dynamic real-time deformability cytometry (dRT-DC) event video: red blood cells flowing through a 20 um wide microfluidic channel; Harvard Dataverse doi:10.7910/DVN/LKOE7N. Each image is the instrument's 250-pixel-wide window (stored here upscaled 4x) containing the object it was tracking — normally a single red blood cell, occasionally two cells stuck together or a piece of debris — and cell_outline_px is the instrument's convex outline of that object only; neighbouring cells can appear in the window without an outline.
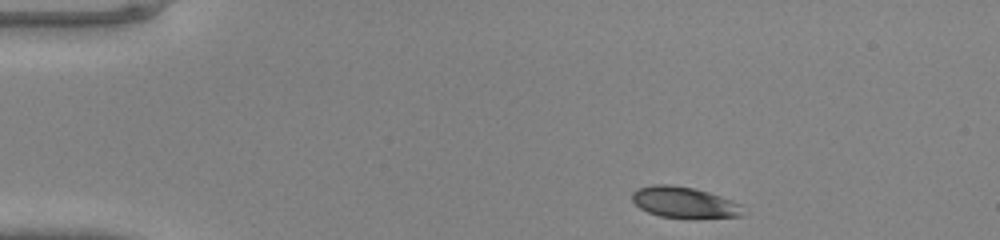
{"species": "common noctule bat (a hibernating species)", "species_latin": "Nyctalus noctula", "temperature_condition": "warm", "stored_images_in_passage": 41, "camera_frame_rate_fps": 3000, "um_per_image_px": 0.085, "animal": {"sex": "male", "body_mass_g": 20.0, "forearm_length_mm": 53.3}, "frame": {"image": 1, "passage_image": 1, "time_ms": 0.0, "image_size_px": [1000, 240], "cell_outline_px": [[744, 216], [660, 216], [648, 212], [640, 208], [632, 200], [632, 192], [636, 188], [652, 184], [672, 184], [692, 188], [708, 192], [732, 200], [740, 204]], "centroid_in_image_um": [58.09, 17.15], "position_along_channel_um": 26.9, "area_um2": 19.42}}
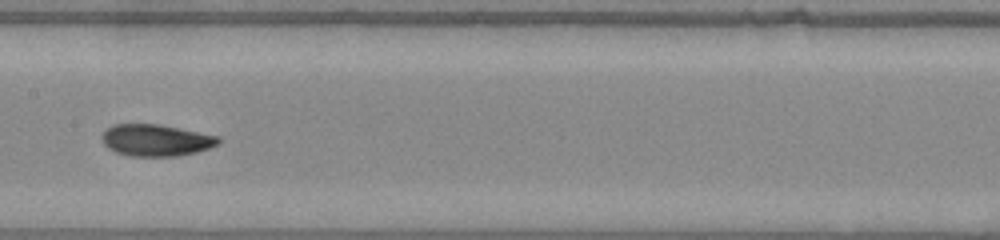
{"frame": {"image": 2, "passage_image": 18, "time_ms": 5.667, "image_size_px": [1000, 240], "cell_outline_px": [[220, 144], [196, 152], [176, 156], [132, 156], [116, 152], [108, 148], [104, 144], [100, 136], [112, 124], [160, 124], [220, 136]], "centroid_in_image_um": [13.27, 11.91], "position_along_channel_um": 194.1, "area_um2": 21.62}}
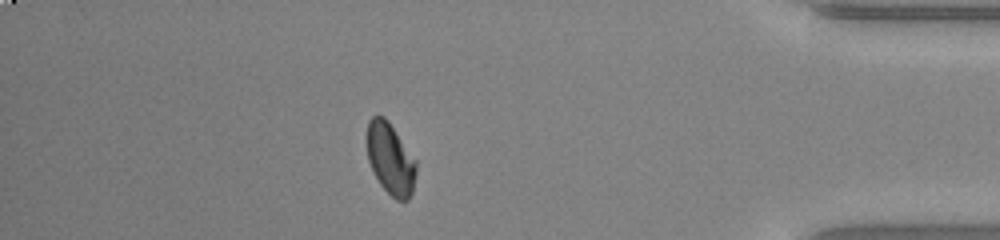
{"frame": {"image": 3, "passage_image": 35, "time_ms": 11.333, "image_size_px": [1000, 240], "cell_outline_px": [[416, 172], [412, 192], [408, 200], [396, 200], [380, 184], [368, 160], [364, 140], [364, 136], [368, 120], [372, 116], [384, 116], [388, 120], [416, 160]], "centroid_in_image_um": [33.14, 13.45], "position_along_channel_um": 402.1, "area_um2": 20.81}}